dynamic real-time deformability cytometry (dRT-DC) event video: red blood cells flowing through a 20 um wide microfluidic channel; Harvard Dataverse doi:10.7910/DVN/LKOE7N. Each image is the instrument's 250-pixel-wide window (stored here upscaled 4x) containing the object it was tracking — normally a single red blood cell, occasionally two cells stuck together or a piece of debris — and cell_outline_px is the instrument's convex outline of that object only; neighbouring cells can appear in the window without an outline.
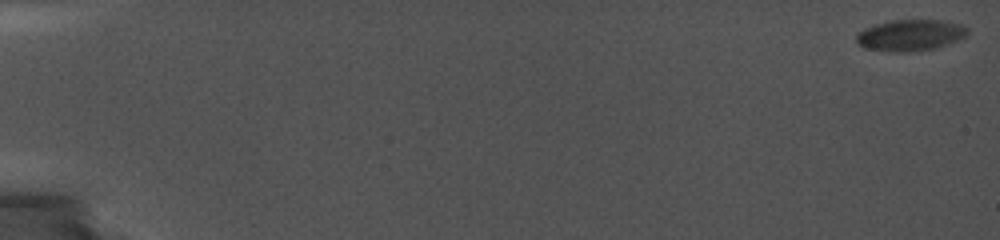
{"species": "common noctule bat (a hibernating species)", "species_latin": "Nyctalus noctula", "temperature_condition": "cold", "stored_images_in_passage": 7, "camera_frame_rate_fps": 5000, "um_per_image_px": 0.085, "animal": {"sex": "female", "body_mass_g": 19.0, "forearm_length_mm": 56.7}, "frame": {"image": 1, "passage_image": 1, "time_ms": 0.0, "image_size_px": [1000, 240], "cell_outline_px": [[968, 32], [964, 36], [948, 44], [936, 48], [908, 52], [892, 52], [864, 48], [856, 44], [856, 36], [864, 28], [876, 24], [892, 20], [940, 20], [960, 24], [968, 28]], "centroid_in_image_um": [77.34, 3.0], "position_along_channel_um": 7.7, "area_um2": 20.23}}